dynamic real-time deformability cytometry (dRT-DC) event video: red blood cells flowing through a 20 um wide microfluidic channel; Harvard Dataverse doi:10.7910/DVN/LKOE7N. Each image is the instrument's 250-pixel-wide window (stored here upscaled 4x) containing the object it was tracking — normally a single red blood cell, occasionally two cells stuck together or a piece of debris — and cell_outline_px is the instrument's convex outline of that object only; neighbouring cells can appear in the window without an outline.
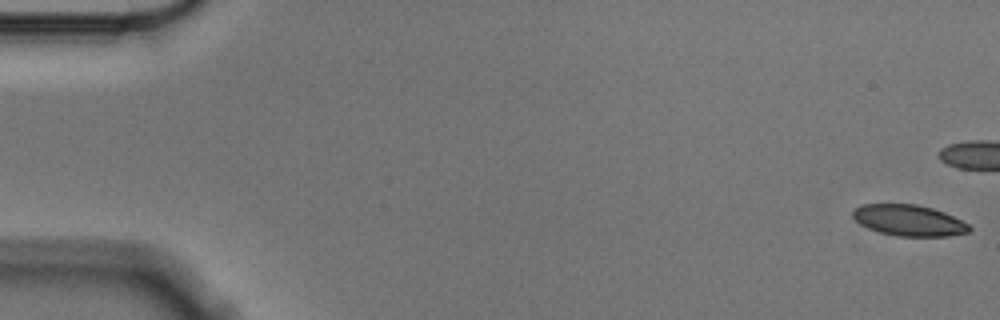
{"species": "Egyptian fruit bat (a non-hibernating species)", "species_latin": "Rousettus aegyptiacus", "temperature_condition": "cold", "stored_images_in_passage": 45, "camera_frame_rate_fps": 3000, "um_per_image_px": 0.085, "animal": {"sex": "male"}, "frame": {"image": 1, "passage_image": 1, "time_ms": 0.0, "image_size_px": [1000, 320], "cell_outline_px": [[972, 228], [968, 232], [948, 236], [896, 236], [880, 232], [868, 228], [860, 224], [852, 216], [852, 212], [860, 204], [916, 204], [932, 208], [944, 212], [968, 224]], "centroid_in_image_um": [77.24, 18.73], "position_along_channel_um": 7.8, "area_um2": 20.98}}
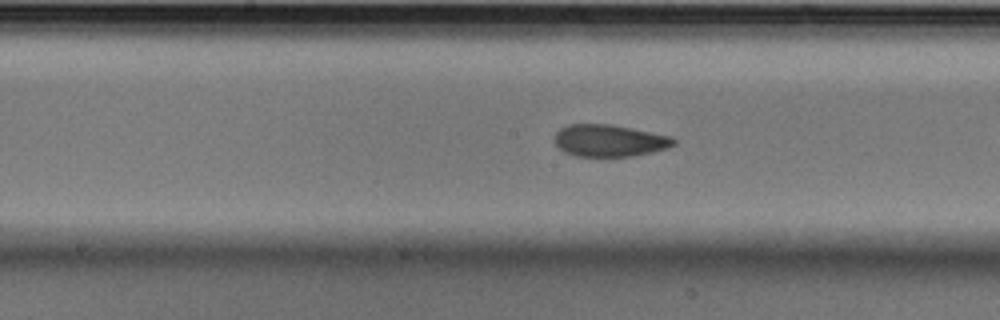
{"frame": {"image": 2, "passage_image": 29, "time_ms": 9.333, "image_size_px": [1000, 320], "cell_outline_px": [[676, 144], [668, 148], [652, 152], [632, 156], [576, 156], [564, 152], [556, 144], [556, 132], [560, 128], [568, 124], [612, 124], [672, 136], [676, 140]], "centroid_in_image_um": [51.83, 11.94], "position_along_channel_um": 196.4, "area_um2": 22.25}}
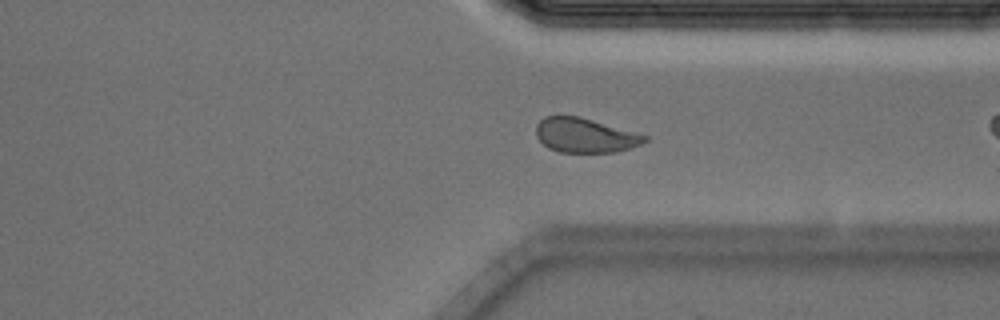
{"frame": {"image": 3, "passage_image": 43, "time_ms": 14.0, "image_size_px": [1000, 320], "cell_outline_px": [[648, 140], [640, 144], [616, 152], [560, 152], [548, 148], [536, 136], [536, 124], [544, 116], [580, 116], [648, 136]], "centroid_in_image_um": [49.7, 11.5], "position_along_channel_um": 361.7, "area_um2": 21.68}}